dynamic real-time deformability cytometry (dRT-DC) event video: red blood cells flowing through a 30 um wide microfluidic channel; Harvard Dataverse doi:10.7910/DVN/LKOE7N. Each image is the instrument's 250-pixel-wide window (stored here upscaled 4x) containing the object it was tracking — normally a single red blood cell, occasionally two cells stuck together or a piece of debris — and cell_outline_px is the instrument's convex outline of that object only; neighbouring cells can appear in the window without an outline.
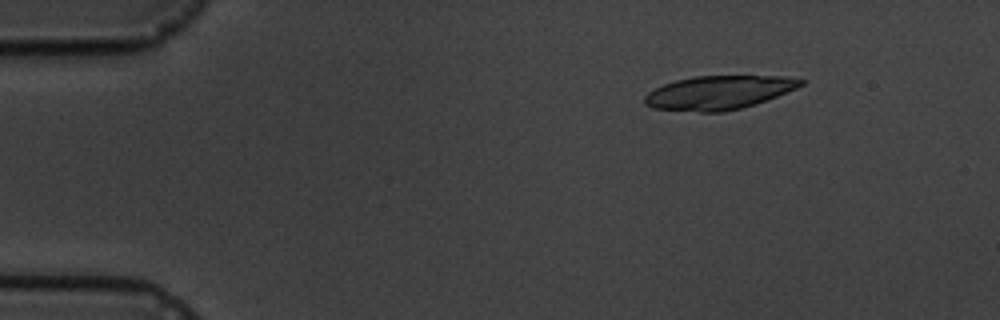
{"species": "common noctule bat (a hibernating species)", "species_latin": "Nyctalus noctula", "temperature_condition": "cold", "stored_images_in_passage": 6, "camera_frame_rate_fps": 3000, "um_per_image_px": 0.085, "animal": {"sex": "male", "body_mass_g": 19.5, "forearm_length_mm": 54.6}, "frame": {"image": 1, "passage_image": 1, "time_ms": 0.0, "image_size_px": [1000, 320], "cell_outline_px": [[804, 84], [796, 88], [756, 104], [724, 112], [700, 112], [652, 108], [644, 104], [644, 96], [648, 92], [664, 84], [676, 80], [696, 76], [788, 76], [804, 80]], "centroid_in_image_um": [61.08, 7.87], "position_along_channel_um": 23.9, "area_um2": 30.58}}